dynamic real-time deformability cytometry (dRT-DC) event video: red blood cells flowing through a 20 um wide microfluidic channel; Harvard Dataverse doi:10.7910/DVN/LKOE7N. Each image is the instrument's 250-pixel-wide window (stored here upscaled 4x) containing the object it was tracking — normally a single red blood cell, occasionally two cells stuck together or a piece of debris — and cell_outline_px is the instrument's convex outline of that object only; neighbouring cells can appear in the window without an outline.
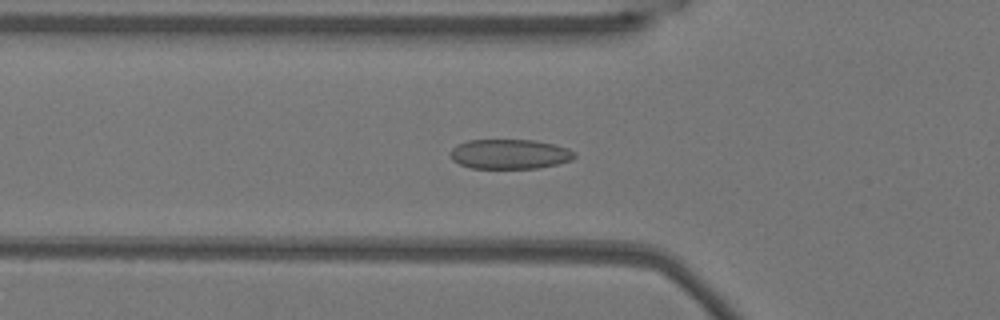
{"species": "Egyptian fruit bat (a non-hibernating species)", "species_latin": "Rousettus aegyptiacus", "temperature_condition": "warm", "stored_images_in_passage": 53, "camera_frame_rate_fps": 3000, "um_per_image_px": 0.085, "animal": {"sex": "female"}, "frame": {"image": 1, "passage_image": 18, "time_ms": 5.667, "image_size_px": [1000, 320], "cell_outline_px": [[576, 156], [572, 160], [540, 168], [472, 168], [460, 164], [452, 160], [452, 148], [456, 144], [468, 140], [536, 140], [568, 148], [576, 152]], "centroid_in_image_um": [43.35, 13.09], "position_along_channel_um": 82.5, "area_um2": 21.5}}
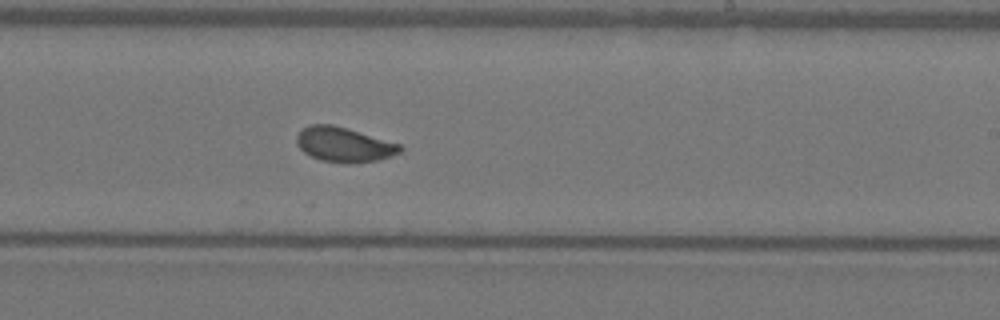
{"frame": {"image": 2, "passage_image": 32, "time_ms": 10.333, "image_size_px": [1000, 320], "cell_outline_px": [[404, 148], [400, 152], [392, 156], [376, 160], [348, 164], [320, 160], [304, 152], [296, 144], [296, 136], [304, 128], [312, 124], [332, 124], [400, 144]], "centroid_in_image_um": [29.23, 12.3], "position_along_channel_um": 259.8, "area_um2": 20.75}}
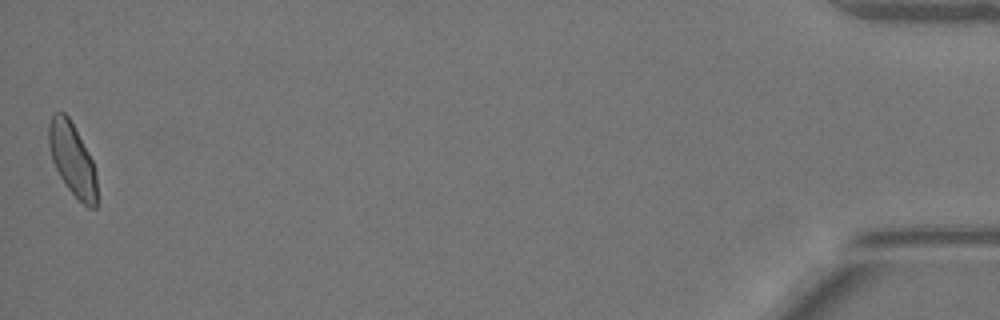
{"frame": {"image": 3, "passage_image": 53, "time_ms": 17.333, "image_size_px": [1000, 320], "cell_outline_px": [[96, 208], [88, 208], [68, 188], [60, 176], [52, 160], [48, 144], [48, 124], [52, 112], [64, 112], [68, 116], [88, 152], [92, 160], [96, 176]], "centroid_in_image_um": [6.12, 13.5], "position_along_channel_um": 429.1, "area_um2": 20.11}, "authors_computed_cell_mechanics": {"area_um2": 20.9236, "velocity_mm_per_s": 3.7785, "shape_relaxation_time_tau1_ms": 3.4462, "shape_relaxation_time_tau2_ms": 0.6872, "deformation_change_tau1": 0.1079, "deformation_change_tau2": 0.0514}}